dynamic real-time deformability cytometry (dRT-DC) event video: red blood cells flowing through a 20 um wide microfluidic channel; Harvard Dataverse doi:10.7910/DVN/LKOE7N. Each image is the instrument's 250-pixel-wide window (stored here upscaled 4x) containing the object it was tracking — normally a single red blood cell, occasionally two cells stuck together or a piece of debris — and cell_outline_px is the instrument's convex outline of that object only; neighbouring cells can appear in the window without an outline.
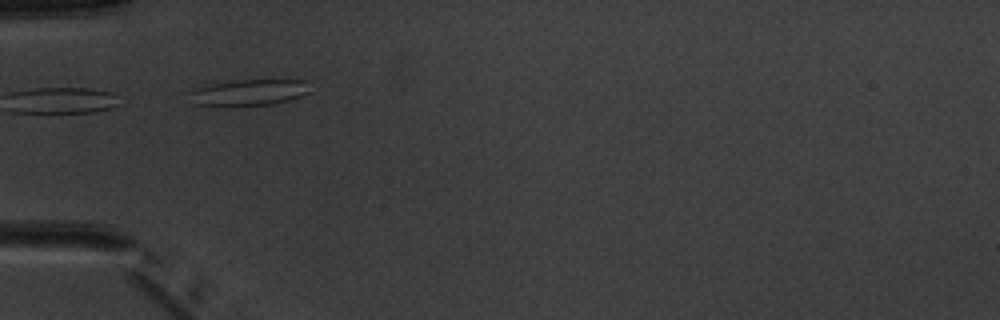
{"species": "common noctule bat (a hibernating species)", "species_latin": "Nyctalus noctula", "temperature_condition": "warm", "stored_images_in_passage": 5, "camera_frame_rate_fps": 3000, "um_per_image_px": 0.085, "animal": {"sex": "male", "body_mass_g": 20.1, "forearm_length_mm": 53.5}, "frame": {"image": 1, "passage_image": 3, "time_ms": 2.333, "image_size_px": [1000, 320], "cell_outline_px": [[312, 92], [288, 100], [272, 104], [196, 104], [192, 92], [200, 88], [232, 80], [308, 80]], "centroid_in_image_um": [21.39, 7.82], "position_along_channel_um": 63.6, "area_um2": 17.34}}
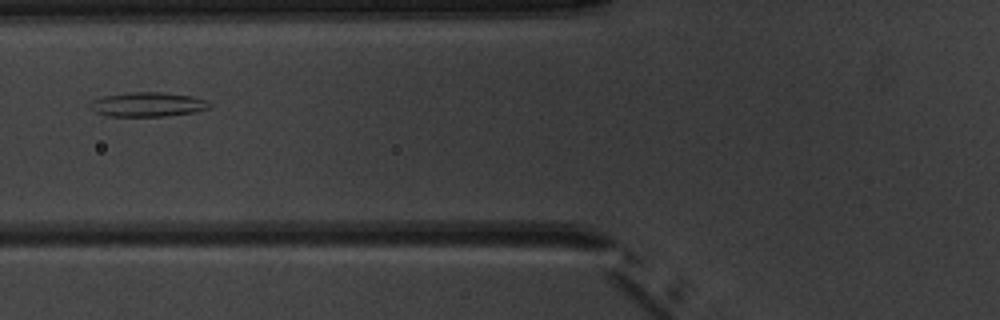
{"frame": {"image": 2, "passage_image": 4, "time_ms": 3.667, "image_size_px": [1000, 320], "cell_outline_px": [[212, 108], [192, 112], [168, 116], [108, 116], [96, 112], [88, 108], [88, 104], [92, 100], [104, 96], [128, 92], [164, 92], [192, 96], [208, 100], [212, 104]], "centroid_in_image_um": [12.57, 8.87], "position_along_channel_um": 113.2, "area_um2": 17.22}}
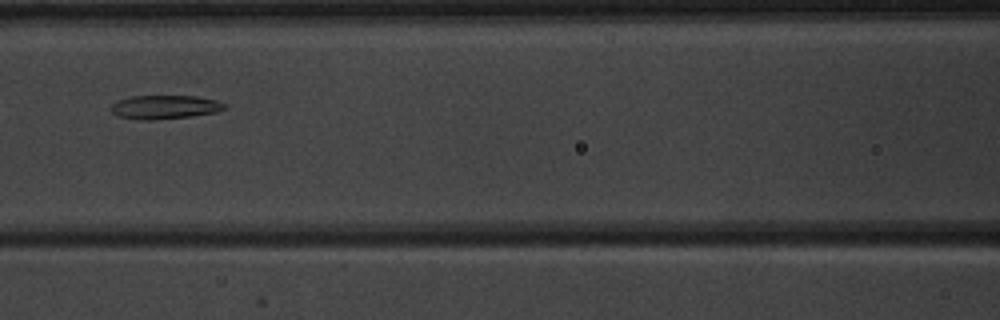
{"frame": {"image": 3, "passage_image": 5, "time_ms": 4.667, "image_size_px": [1000, 320], "cell_outline_px": [[228, 108], [216, 112], [188, 116], [152, 120], [140, 120], [116, 116], [112, 112], [112, 104], [120, 100], [132, 96], [196, 96], [216, 100], [224, 104]], "centroid_in_image_um": [14.0, 9.1], "position_along_channel_um": 152.6, "area_um2": 15.55}}